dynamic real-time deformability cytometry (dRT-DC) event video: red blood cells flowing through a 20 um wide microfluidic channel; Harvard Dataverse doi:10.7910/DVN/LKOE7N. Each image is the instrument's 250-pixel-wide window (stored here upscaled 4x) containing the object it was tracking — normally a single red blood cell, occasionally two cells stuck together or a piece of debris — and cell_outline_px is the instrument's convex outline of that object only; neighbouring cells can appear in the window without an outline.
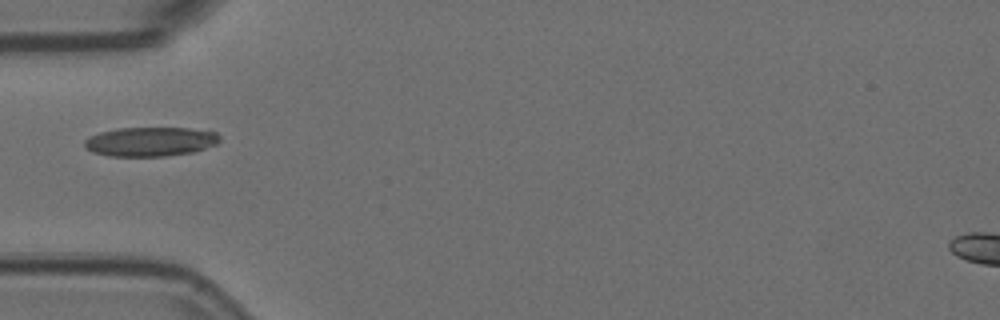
{"species": "Egyptian fruit bat (a non-hibernating species)", "species_latin": "Rousettus aegyptiacus", "temperature_condition": "room temperature", "stored_images_in_passage": 20, "camera_frame_rate_fps": 3000, "um_per_image_px": 0.085, "animal": {"sex": "female"}, "frame": {"image": 1, "passage_image": 1, "time_ms": 0.0, "image_size_px": [1000, 320], "cell_outline_px": [[220, 140], [216, 144], [192, 152], [164, 156], [108, 156], [92, 152], [84, 144], [84, 140], [88, 136], [100, 132], [120, 128], [188, 128], [216, 132], [220, 136]], "centroid_in_image_um": [12.76, 12.03], "position_along_channel_um": 72.2, "area_um2": 22.95}}
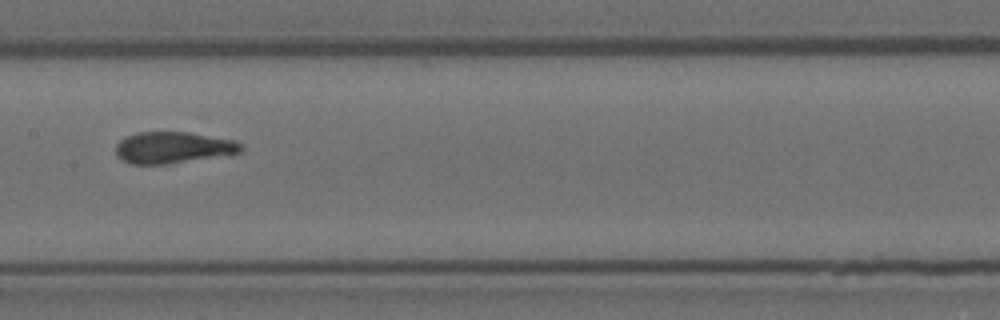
{"frame": {"image": 2, "passage_image": 11, "time_ms": 3.333, "image_size_px": [1000, 320], "cell_outline_px": [[244, 148], [240, 152], [232, 156], [168, 164], [132, 164], [120, 160], [116, 156], [116, 144], [124, 136], [136, 132], [192, 132], [236, 140]], "centroid_in_image_um": [14.76, 12.55], "position_along_channel_um": 192.6, "area_um2": 23.81}}
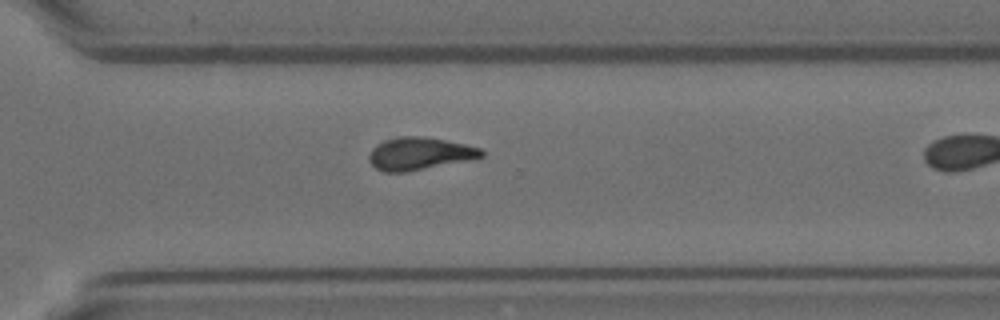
{"frame": {"image": 3, "passage_image": 19, "time_ms": 6.0, "image_size_px": [1000, 320], "cell_outline_px": [[484, 156], [472, 160], [408, 172], [384, 172], [376, 168], [368, 160], [368, 156], [372, 148], [376, 144], [400, 136], [416, 136], [444, 140], [464, 144], [480, 148], [484, 152]], "centroid_in_image_um": [35.67, 13.08], "position_along_channel_um": 334.9, "area_um2": 21.33}}